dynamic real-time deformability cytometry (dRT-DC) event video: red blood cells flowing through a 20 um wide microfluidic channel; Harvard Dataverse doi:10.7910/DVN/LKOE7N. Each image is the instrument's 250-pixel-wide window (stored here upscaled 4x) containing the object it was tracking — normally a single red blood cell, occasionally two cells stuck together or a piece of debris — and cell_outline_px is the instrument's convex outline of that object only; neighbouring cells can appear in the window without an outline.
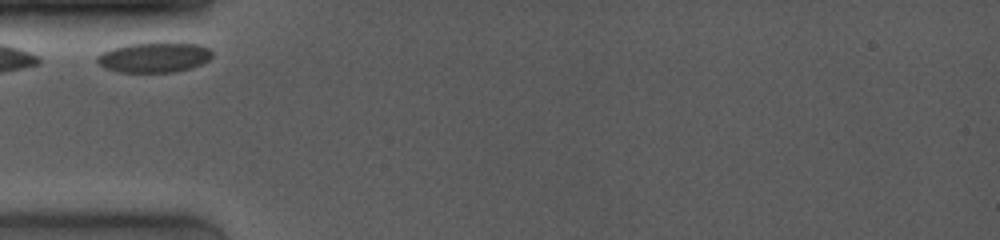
{"species": "common noctule bat (a hibernating species)", "species_latin": "Nyctalus noctula", "temperature_condition": "room temperature", "stored_images_in_passage": 20, "camera_frame_rate_fps": 4000, "um_per_image_px": 0.085, "animal": {"sex": "female", "body_mass_g": 19.0, "forearm_length_mm": 53.3}, "frame": {"image": 1, "passage_image": 1, "time_ms": 0.0, "image_size_px": [1000, 240], "cell_outline_px": [[212, 56], [208, 60], [200, 64], [176, 72], [120, 72], [104, 68], [96, 60], [96, 56], [112, 48], [128, 44], [200, 44], [208, 48], [212, 52]], "centroid_in_image_um": [13.08, 4.9], "position_along_channel_um": 71.9, "area_um2": 19.65}}